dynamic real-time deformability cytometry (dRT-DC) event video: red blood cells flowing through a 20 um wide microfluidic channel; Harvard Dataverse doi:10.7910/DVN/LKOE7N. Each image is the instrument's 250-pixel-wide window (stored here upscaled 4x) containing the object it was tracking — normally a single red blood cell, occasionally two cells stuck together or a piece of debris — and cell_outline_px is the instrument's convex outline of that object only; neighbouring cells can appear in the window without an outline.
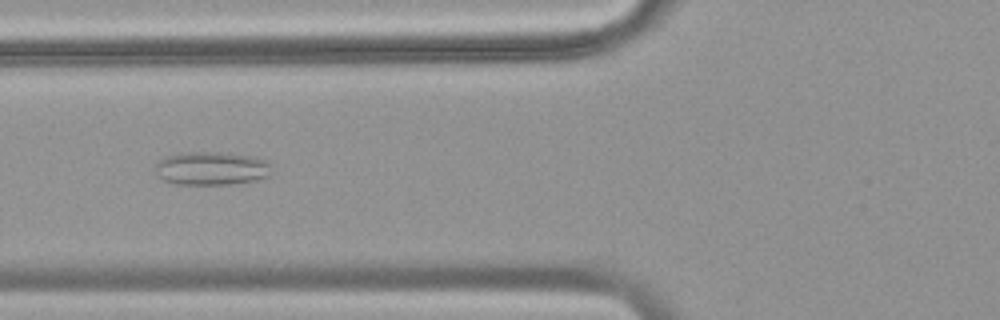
{"species": "common noctule bat (a hibernating species)", "species_latin": "Nyctalus noctula", "temperature_condition": "warm", "stored_images_in_passage": 50, "camera_frame_rate_fps": 3000, "um_per_image_px": 0.085, "animal": {"sex": "female", "body_mass_g": 18.4}, "frame": {"image": 1, "passage_image": 20, "time_ms": 6.333, "image_size_px": [1000, 320], "cell_outline_px": [[272, 176], [256, 180], [232, 184], [176, 184], [164, 180], [156, 172], [156, 164], [160, 160], [168, 156], [180, 152], [220, 152], [252, 156], [268, 160], [272, 164]], "centroid_in_image_um": [18.06, 14.31], "position_along_channel_um": 107.7, "area_um2": 22.89}}
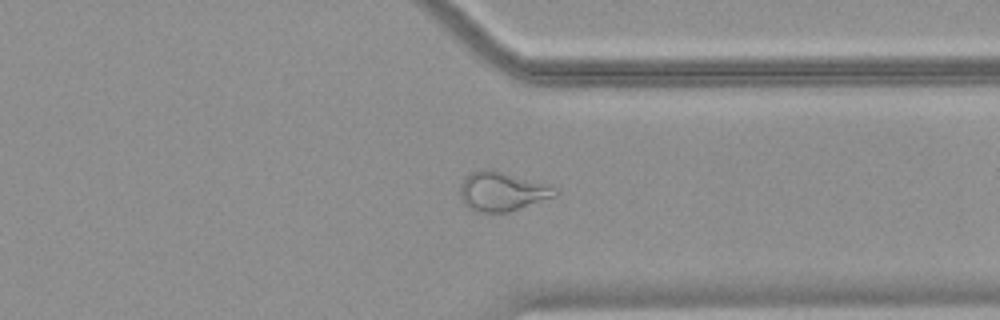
{"frame": {"image": 2, "passage_image": 39, "time_ms": 12.667, "image_size_px": [1000, 320], "cell_outline_px": [[560, 192], [556, 196], [508, 212], [472, 212], [464, 204], [460, 196], [460, 184], [464, 176], [480, 168], [492, 168], [552, 188]], "centroid_in_image_um": [42.56, 16.28], "position_along_channel_um": 368.8, "area_um2": 21.5}}
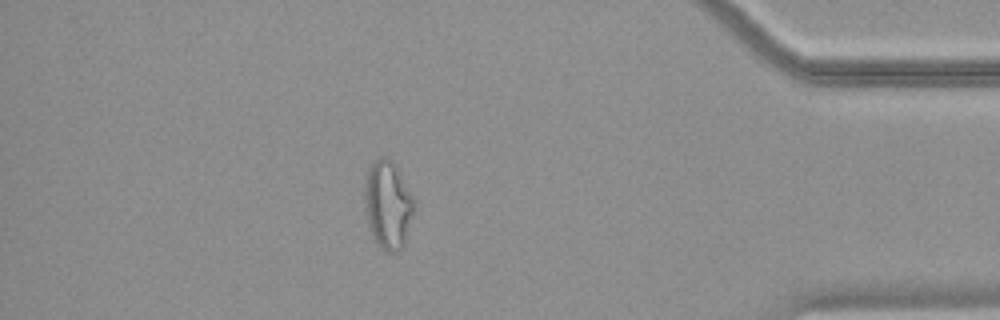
{"frame": {"image": 3, "passage_image": 44, "time_ms": 14.333, "image_size_px": [1000, 320], "cell_outline_px": [[416, 208], [404, 244], [396, 252], [388, 252], [372, 236], [368, 224], [364, 208], [364, 176], [368, 168], [380, 156], [388, 156], [396, 164], [416, 204]], "centroid_in_image_um": [32.97, 17.34], "position_along_channel_um": 402.2, "area_um2": 25.72}}